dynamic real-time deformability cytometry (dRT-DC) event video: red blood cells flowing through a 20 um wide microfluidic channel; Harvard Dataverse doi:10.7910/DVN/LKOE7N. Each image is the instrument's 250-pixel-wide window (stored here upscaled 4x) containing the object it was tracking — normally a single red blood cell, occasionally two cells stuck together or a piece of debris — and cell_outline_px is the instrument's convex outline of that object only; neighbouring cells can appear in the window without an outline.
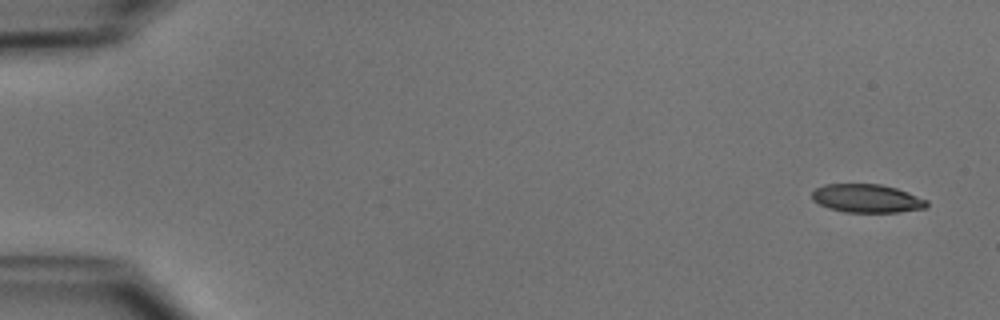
{"species": "common noctule bat (a hibernating species)", "species_latin": "Nyctalus noctula", "temperature_condition": "cold", "stored_images_in_passage": 10, "camera_frame_rate_fps": 3000, "um_per_image_px": 0.085, "animal": {"sex": "male", "body_mass_g": 15.6}, "frame": {"image": 1, "passage_image": 1, "time_ms": 0.0, "image_size_px": [1000, 320], "cell_outline_px": [[928, 204], [924, 208], [900, 212], [844, 212], [828, 208], [812, 200], [812, 192], [816, 188], [824, 184], [880, 184], [896, 188], [908, 192], [928, 200]], "centroid_in_image_um": [73.68, 16.86], "position_along_channel_um": 11.3, "area_um2": 19.02}}